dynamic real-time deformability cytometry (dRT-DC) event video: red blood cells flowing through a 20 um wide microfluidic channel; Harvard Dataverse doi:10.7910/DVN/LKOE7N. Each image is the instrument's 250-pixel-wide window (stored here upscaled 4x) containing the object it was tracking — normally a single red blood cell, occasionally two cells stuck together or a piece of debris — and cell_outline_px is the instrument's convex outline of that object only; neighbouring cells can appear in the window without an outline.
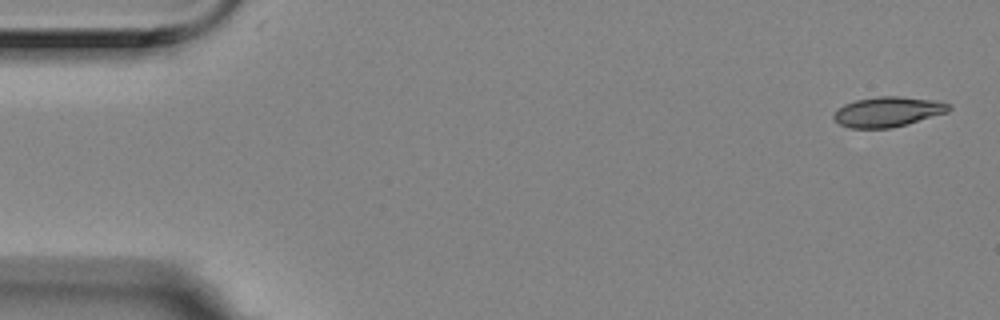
{"species": "Egyptian fruit bat (a non-hibernating species)", "species_latin": "Rousettus aegyptiacus", "temperature_condition": "room temperature", "stored_images_in_passage": 4, "camera_frame_rate_fps": 3000, "um_per_image_px": 0.085, "animal": {"sex": "female"}, "frame": {"image": 1, "passage_image": 1, "time_ms": 0.0, "image_size_px": [1000, 320], "cell_outline_px": [[952, 108], [948, 112], [892, 128], [852, 128], [840, 124], [832, 116], [844, 104], [856, 100], [880, 96], [900, 96], [932, 100], [952, 104]], "centroid_in_image_um": [75.5, 9.49], "position_along_channel_um": 9.5, "area_um2": 19.94}}
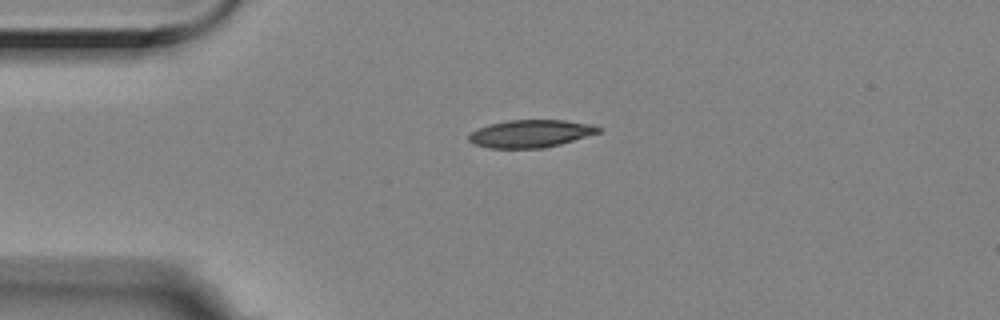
{"frame": {"image": 2, "passage_image": 4, "time_ms": 1.0, "image_size_px": [1000, 320], "cell_outline_px": [[600, 132], [560, 144], [544, 148], [488, 148], [476, 144], [468, 140], [468, 136], [472, 132], [488, 124], [508, 120], [564, 120], [592, 124], [600, 128]], "centroid_in_image_um": [45.1, 11.35], "position_along_channel_um": 39.9, "area_um2": 20.69}}